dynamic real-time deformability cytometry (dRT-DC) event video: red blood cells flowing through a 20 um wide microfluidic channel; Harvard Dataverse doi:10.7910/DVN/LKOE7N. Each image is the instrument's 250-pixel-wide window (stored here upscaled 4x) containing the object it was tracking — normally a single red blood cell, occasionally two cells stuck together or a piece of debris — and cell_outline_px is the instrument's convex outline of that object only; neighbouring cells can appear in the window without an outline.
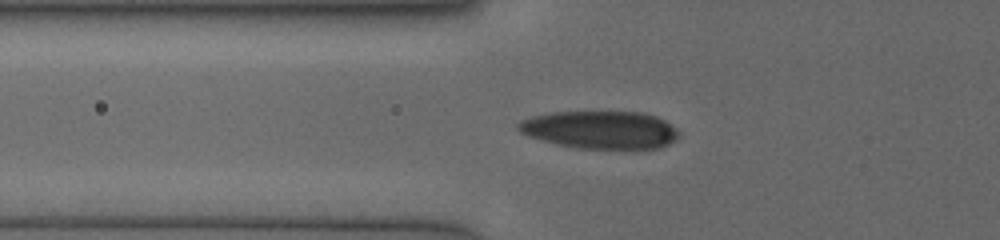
{"species": "human", "species_latin": "Homo sapiens", "temperature_condition": "cold", "stored_images_in_passage": 49, "camera_frame_rate_fps": 3000, "um_per_image_px": 0.085, "donor": {"sex": "female"}, "frame": {"image": 1, "passage_image": 2, "time_ms": 0.333, "image_size_px": [1000, 240], "cell_outline_px": [[680, 136], [676, 140], [660, 148], [576, 148], [556, 144], [528, 136], [520, 132], [516, 128], [516, 124], [520, 120], [532, 116], [552, 112], [644, 112], [656, 116], [664, 120], [676, 128], [680, 132]], "centroid_in_image_um": [51.02, 11.03], "position_along_channel_um": 74.8, "area_um2": 35.49}}
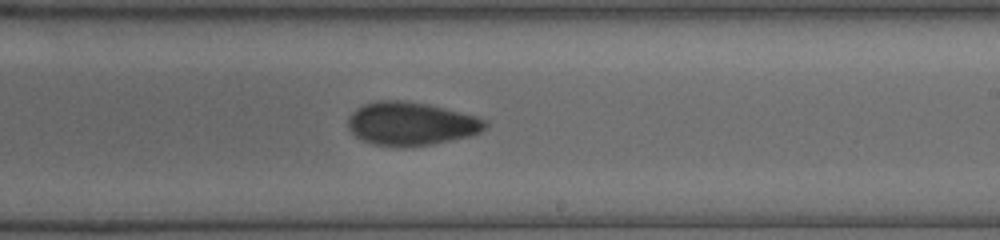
{"frame": {"image": 2, "passage_image": 23, "time_ms": 4.667, "image_size_px": [1000, 240], "cell_outline_px": [[488, 124], [480, 132], [468, 136], [432, 144], [404, 148], [396, 148], [372, 144], [356, 136], [348, 128], [348, 116], [356, 108], [364, 104], [376, 100], [404, 100], [428, 104], [476, 116], [484, 120]], "centroid_in_image_um": [34.89, 10.52], "position_along_channel_um": 254.1, "area_um2": 34.8}}
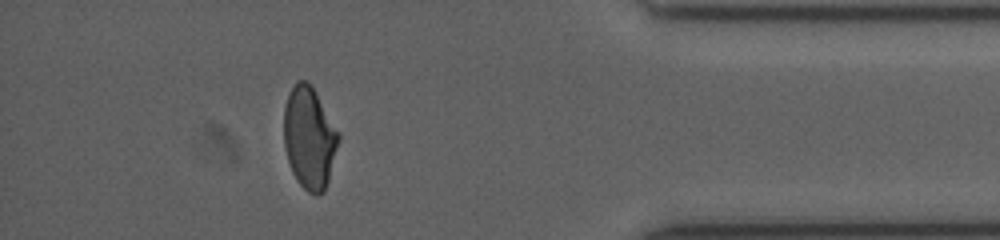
{"frame": {"image": 3, "passage_image": 42, "time_ms": 9.0, "image_size_px": [1000, 240], "cell_outline_px": [[340, 140], [328, 180], [324, 192], [316, 196], [308, 192], [296, 180], [292, 172], [284, 148], [284, 108], [288, 92], [296, 80], [304, 80], [312, 84], [340, 132]], "centroid_in_image_um": [26.3, 11.68], "position_along_channel_um": 408.9, "area_um2": 33.06}}